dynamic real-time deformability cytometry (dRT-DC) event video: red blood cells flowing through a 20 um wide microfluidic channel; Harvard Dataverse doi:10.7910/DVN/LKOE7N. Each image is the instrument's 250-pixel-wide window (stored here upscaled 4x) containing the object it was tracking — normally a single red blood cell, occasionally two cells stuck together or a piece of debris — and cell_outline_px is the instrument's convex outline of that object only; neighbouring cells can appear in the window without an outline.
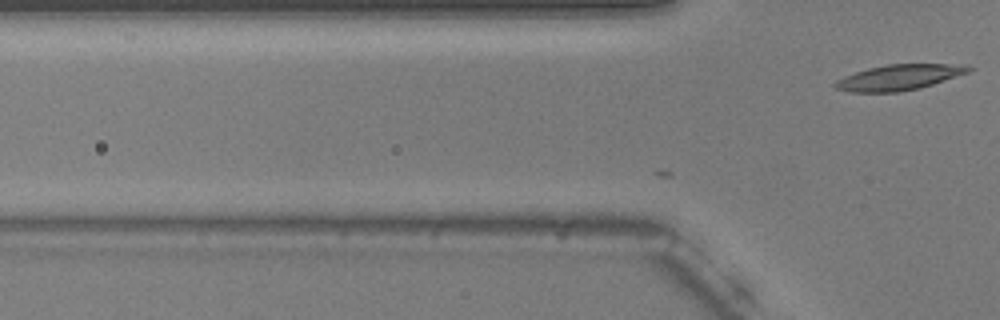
{"species": "common noctule bat (a hibernating species)", "species_latin": "Nyctalus noctula", "temperature_condition": "warm", "stored_images_in_passage": 9, "camera_frame_rate_fps": 3000, "um_per_image_px": 0.085, "animal": {"sex": "male", "body_mass_g": 20.5, "forearm_length_mm": 52.5}, "frame": {"image": 1, "passage_image": 9, "time_ms": 2.667, "image_size_px": [1000, 320], "cell_outline_px": [[972, 68], [968, 72], [920, 88], [900, 92], [852, 92], [836, 88], [832, 84], [836, 80], [844, 76], [868, 68], [888, 64], [964, 64]], "centroid_in_image_um": [76.39, 6.57], "position_along_channel_um": 49.4, "area_um2": 19.71}}